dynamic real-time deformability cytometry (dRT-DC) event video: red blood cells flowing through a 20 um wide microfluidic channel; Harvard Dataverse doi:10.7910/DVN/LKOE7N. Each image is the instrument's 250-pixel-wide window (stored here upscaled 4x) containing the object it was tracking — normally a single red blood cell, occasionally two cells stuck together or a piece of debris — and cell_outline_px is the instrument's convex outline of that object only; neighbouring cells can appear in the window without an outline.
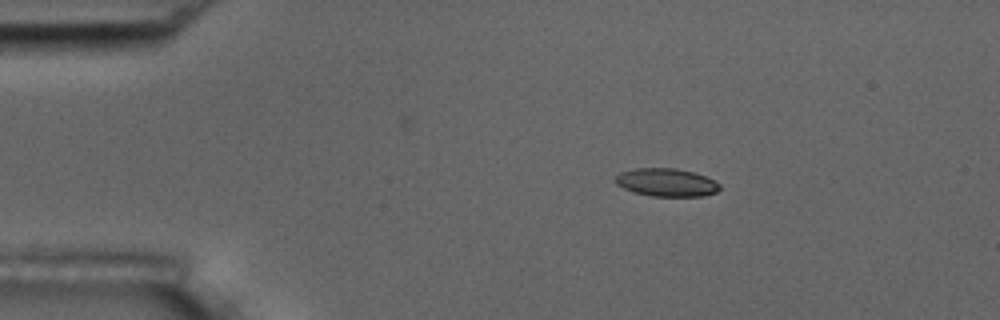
{"species": "common noctule bat (a hibernating species)", "species_latin": "Nyctalus noctula", "temperature_condition": "room temperature", "stored_images_in_passage": 3, "camera_frame_rate_fps": 3000, "um_per_image_px": 0.085, "animal": {"sex": "male", "body_mass_g": 17.5, "forearm_length_mm": 52.3}, "frame": {"image": 1, "passage_image": 1, "time_ms": 0.0, "image_size_px": [1000, 320], "cell_outline_px": [[720, 188], [716, 192], [704, 196], [652, 196], [632, 192], [616, 184], [616, 176], [620, 172], [636, 168], [676, 168], [692, 172], [704, 176], [720, 184]], "centroid_in_image_um": [56.63, 15.51], "position_along_channel_um": 28.4, "area_um2": 16.94}}
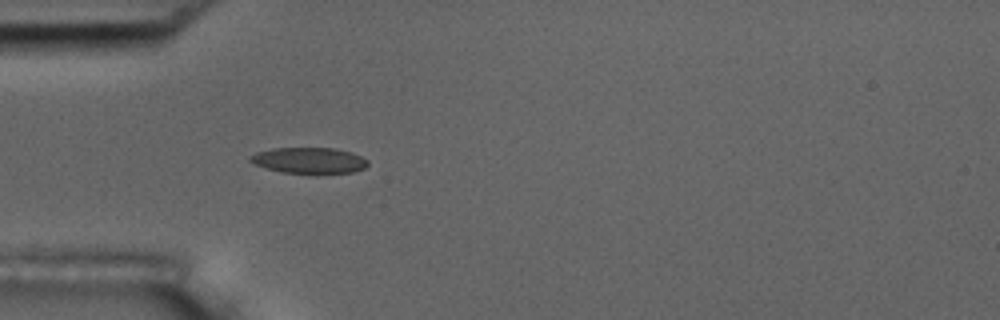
{"frame": {"image": 2, "passage_image": 3, "time_ms": 2.333, "image_size_px": [1000, 320], "cell_outline_px": [[368, 164], [364, 168], [352, 172], [316, 176], [284, 172], [268, 168], [256, 164], [248, 160], [248, 156], [256, 152], [272, 148], [336, 148], [352, 152], [368, 160]], "centroid_in_image_um": [26.3, 13.66], "position_along_channel_um": 58.7, "area_um2": 18.38}}